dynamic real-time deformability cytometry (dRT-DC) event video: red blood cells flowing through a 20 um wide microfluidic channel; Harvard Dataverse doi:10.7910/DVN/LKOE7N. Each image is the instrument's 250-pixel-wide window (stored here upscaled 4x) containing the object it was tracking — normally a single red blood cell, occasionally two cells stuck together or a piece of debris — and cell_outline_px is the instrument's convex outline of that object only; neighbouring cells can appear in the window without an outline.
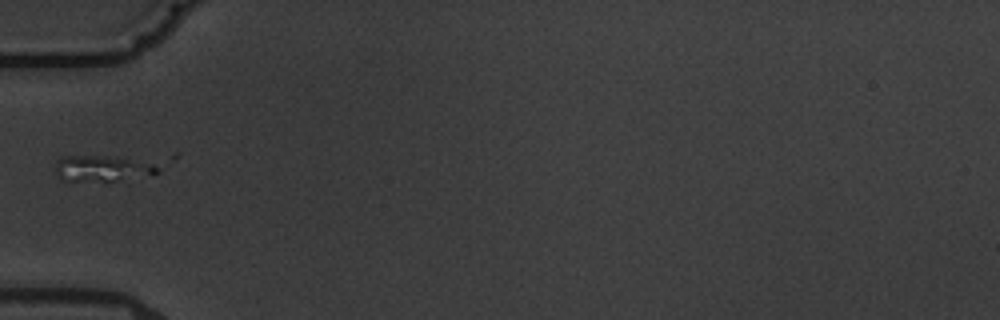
{"species": "common noctule bat (a hibernating species)", "species_latin": "Nyctalus noctula", "temperature_condition": "warm", "stored_images_in_passage": 7, "segment_of_instrument_passage": [1, 2], "camera_frame_rate_fps": 3000, "um_per_image_px": 0.085, "animal": {"sex": "male", "body_mass_g": 19.5, "forearm_length_mm": 54.6}, "frame": {"image": 1, "passage_image": 1, "time_ms": 0.0, "image_size_px": [1000, 320], "cell_outline_px": [[132, 164], [120, 176], [112, 180], [60, 180], [56, 172], [56, 160], [60, 156], [108, 156], [128, 160]], "centroid_in_image_um": [7.7, 14.26], "position_along_channel_um": 77.3, "area_um2": 11.56}}
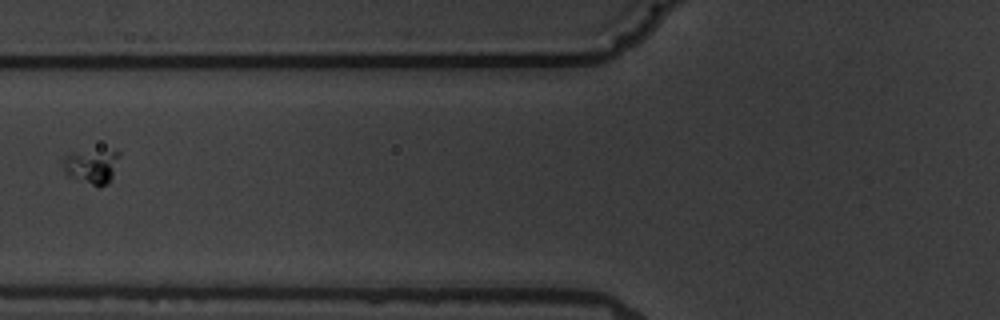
{"frame": {"image": 2, "passage_image": 2, "time_ms": 1.333, "image_size_px": [1000, 320], "cell_outline_px": [[120, 156], [112, 176], [108, 184], [100, 188], [68, 176], [64, 168], [64, 156], [72, 152], [116, 148], [120, 152]], "centroid_in_image_um": [7.85, 14.1], "position_along_channel_um": 118.0, "area_um2": 11.68}}